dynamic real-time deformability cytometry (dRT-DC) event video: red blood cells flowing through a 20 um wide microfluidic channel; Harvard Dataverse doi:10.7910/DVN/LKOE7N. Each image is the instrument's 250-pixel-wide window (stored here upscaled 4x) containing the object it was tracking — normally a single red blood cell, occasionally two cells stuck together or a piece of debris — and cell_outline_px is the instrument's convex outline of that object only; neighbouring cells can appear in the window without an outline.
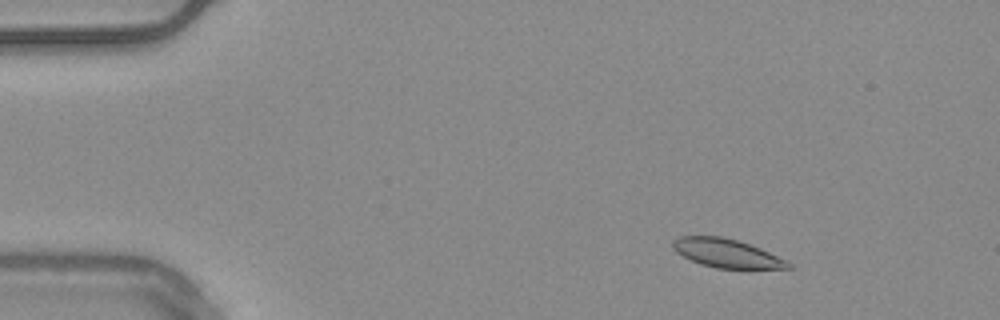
{"species": "common noctule bat (a hibernating species)", "species_latin": "Nyctalus noctula", "temperature_condition": "warm", "stored_images_in_passage": 54, "camera_frame_rate_fps": 3000, "um_per_image_px": 0.085, "animal": {"sex": "male", "body_mass_g": 20.4}, "frame": {"image": 1, "passage_image": 7, "time_ms": 2.0, "image_size_px": [1000, 320], "cell_outline_px": [[792, 268], [716, 268], [700, 264], [676, 252], [672, 248], [672, 240], [680, 236], [720, 236], [736, 240], [760, 248], [788, 260], [792, 264]], "centroid_in_image_um": [61.76, 21.52], "position_along_channel_um": 23.2, "area_um2": 19.13}}
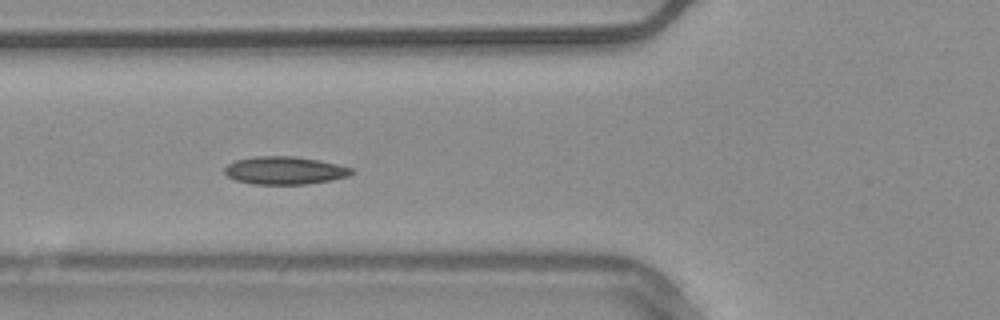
{"frame": {"image": 2, "passage_image": 20, "time_ms": 6.333, "image_size_px": [1000, 320], "cell_outline_px": [[356, 172], [348, 176], [332, 180], [308, 184], [252, 184], [236, 180], [228, 176], [224, 172], [224, 168], [228, 164], [236, 160], [256, 156], [292, 156], [320, 160], [352, 168]], "centroid_in_image_um": [24.22, 14.49], "position_along_channel_um": 101.6, "area_um2": 20.63}}
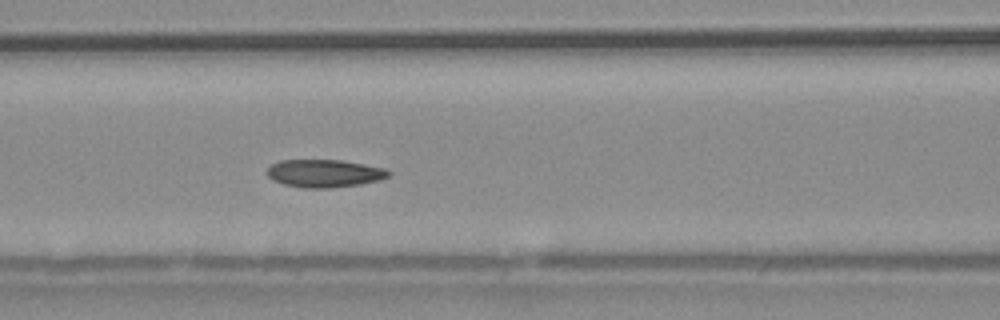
{"frame": {"image": 3, "passage_image": 23, "time_ms": 7.333, "image_size_px": [1000, 320], "cell_outline_px": [[392, 172], [388, 176], [380, 180], [360, 184], [332, 188], [304, 188], [284, 184], [272, 180], [264, 172], [272, 164], [280, 160], [340, 160], [364, 164], [384, 168]], "centroid_in_image_um": [27.55, 14.74], "position_along_channel_um": 139.0, "area_um2": 19.77}, "authors_computed_cell_mechanics": {"area_um2": 19.9699, "velocity_mm_per_s": 3.7122, "shape_relaxation_time_tau1_ms": 7.6981, "shape_relaxation_time_tau2_ms": 11.084, "deformation_change_tau1": 0.1221, "deformation_change_tau2": 0.1504}}